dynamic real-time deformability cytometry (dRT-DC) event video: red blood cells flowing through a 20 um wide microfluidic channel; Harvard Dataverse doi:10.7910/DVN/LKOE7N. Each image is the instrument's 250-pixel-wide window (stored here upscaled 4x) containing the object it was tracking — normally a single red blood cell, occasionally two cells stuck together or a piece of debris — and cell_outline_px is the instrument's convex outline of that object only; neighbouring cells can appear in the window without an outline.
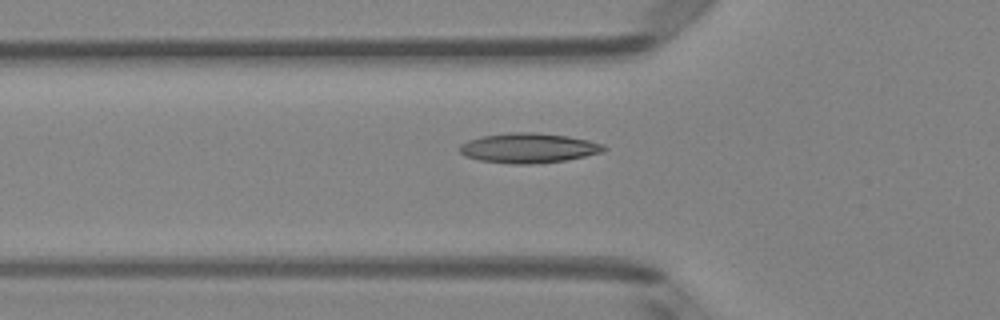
{"species": "Egyptian fruit bat (a non-hibernating species)", "species_latin": "Rousettus aegyptiacus", "temperature_condition": "room temperature", "stored_images_in_passage": 46, "camera_frame_rate_fps": 3000, "um_per_image_px": 0.085, "animal": {"sex": "female"}, "frame": {"image": 1, "passage_image": 17, "time_ms": 5.333, "image_size_px": [1000, 320], "cell_outline_px": [[608, 148], [604, 152], [564, 160], [532, 164], [512, 164], [480, 160], [464, 156], [460, 152], [460, 144], [468, 140], [480, 136], [512, 132], [532, 132], [568, 136], [588, 140], [604, 144]], "centroid_in_image_um": [44.93, 12.58], "position_along_channel_um": 80.9, "area_um2": 25.09}}
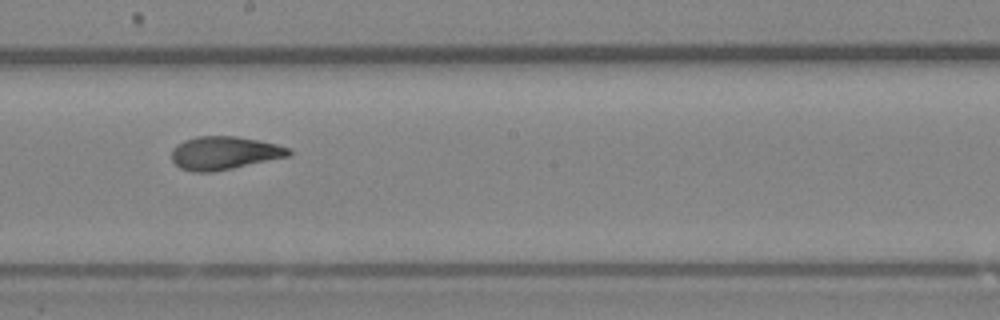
{"frame": {"image": 2, "passage_image": 28, "time_ms": 9.0, "image_size_px": [1000, 320], "cell_outline_px": [[292, 152], [288, 156], [232, 168], [212, 172], [192, 172], [180, 168], [172, 160], [172, 148], [176, 144], [184, 140], [196, 136], [236, 136], [260, 140], [292, 148]], "centroid_in_image_um": [19.05, 12.99], "position_along_channel_um": 229.2, "area_um2": 22.72}}
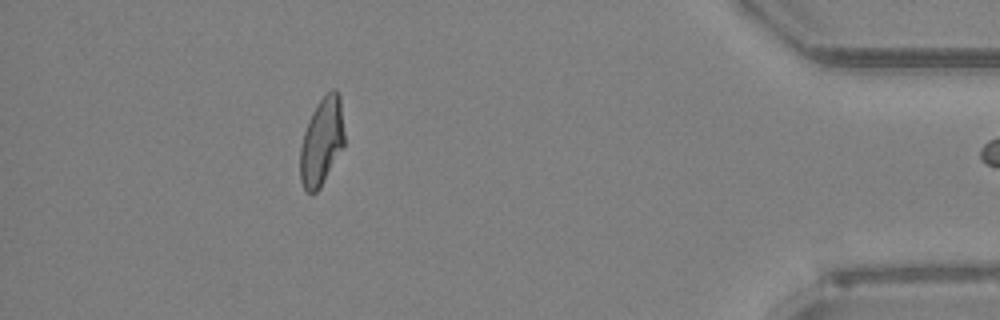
{"frame": {"image": 3, "passage_image": 45, "time_ms": 14.667, "image_size_px": [1000, 320], "cell_outline_px": [[344, 144], [320, 188], [316, 192], [308, 192], [304, 188], [300, 180], [300, 148], [304, 132], [312, 112], [320, 100], [332, 88], [336, 88], [340, 96], [344, 132]], "centroid_in_image_um": [27.34, 12.02], "position_along_channel_um": 407.9, "area_um2": 22.31}}